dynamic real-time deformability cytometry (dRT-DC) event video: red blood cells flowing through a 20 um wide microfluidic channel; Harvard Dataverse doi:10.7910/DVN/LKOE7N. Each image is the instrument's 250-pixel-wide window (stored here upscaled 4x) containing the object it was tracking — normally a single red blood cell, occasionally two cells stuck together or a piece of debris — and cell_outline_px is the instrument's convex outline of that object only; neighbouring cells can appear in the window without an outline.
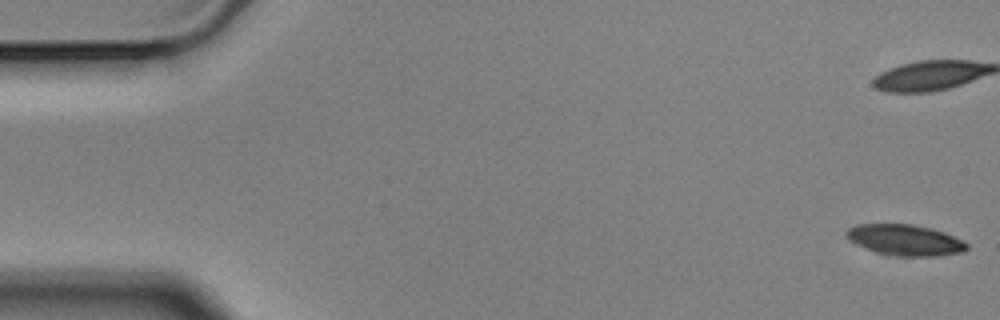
{"species": "Egyptian fruit bat (a non-hibernating species)", "species_latin": "Rousettus aegyptiacus", "temperature_condition": "cold", "stored_images_in_passage": 57, "camera_frame_rate_fps": 3000, "um_per_image_px": 0.085, "animal": {"sex": "male"}, "frame": {"image": 1, "passage_image": 1, "time_ms": 0.0, "image_size_px": [1000, 320], "cell_outline_px": [[968, 248], [964, 252], [936, 256], [896, 256], [876, 252], [856, 244], [848, 240], [844, 236], [844, 232], [848, 228], [856, 224], [912, 224], [932, 228], [944, 232], [964, 240], [968, 244]], "centroid_in_image_um": [76.92, 20.39], "position_along_channel_um": 8.1, "area_um2": 21.96}, "authors_computed_cell_mechanics": {"area_um2": 22.7154, "velocity_mm_per_s": 3.5255, "shape_relaxation_time_tau1_ms": 6.1075, "shape_relaxation_time_tau2_ms": 4.6123, "deformation_change_tau1": 0.1399, "deformation_change_tau2": 0.1121}}